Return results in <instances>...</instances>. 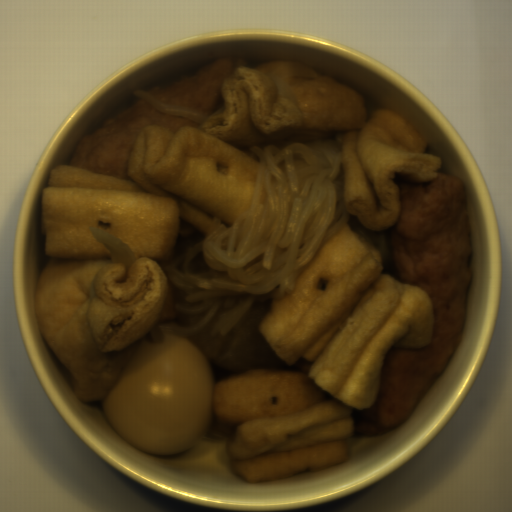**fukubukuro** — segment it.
Returning <instances> with one entry per match:
<instances>
[{
	"instance_id": "obj_2",
	"label": "fukubukuro",
	"mask_w": 512,
	"mask_h": 512,
	"mask_svg": "<svg viewBox=\"0 0 512 512\" xmlns=\"http://www.w3.org/2000/svg\"><path fill=\"white\" fill-rule=\"evenodd\" d=\"M221 96L219 109L196 129L249 150L332 139L361 130L368 119L356 89L287 59L235 68Z\"/></svg>"
},
{
	"instance_id": "obj_1",
	"label": "fukubukuro",
	"mask_w": 512,
	"mask_h": 512,
	"mask_svg": "<svg viewBox=\"0 0 512 512\" xmlns=\"http://www.w3.org/2000/svg\"><path fill=\"white\" fill-rule=\"evenodd\" d=\"M112 259L51 257L35 285L39 330L67 369L79 401L107 397L144 337L164 343L158 323L175 319L186 293L161 263L89 226Z\"/></svg>"
}]
</instances>
